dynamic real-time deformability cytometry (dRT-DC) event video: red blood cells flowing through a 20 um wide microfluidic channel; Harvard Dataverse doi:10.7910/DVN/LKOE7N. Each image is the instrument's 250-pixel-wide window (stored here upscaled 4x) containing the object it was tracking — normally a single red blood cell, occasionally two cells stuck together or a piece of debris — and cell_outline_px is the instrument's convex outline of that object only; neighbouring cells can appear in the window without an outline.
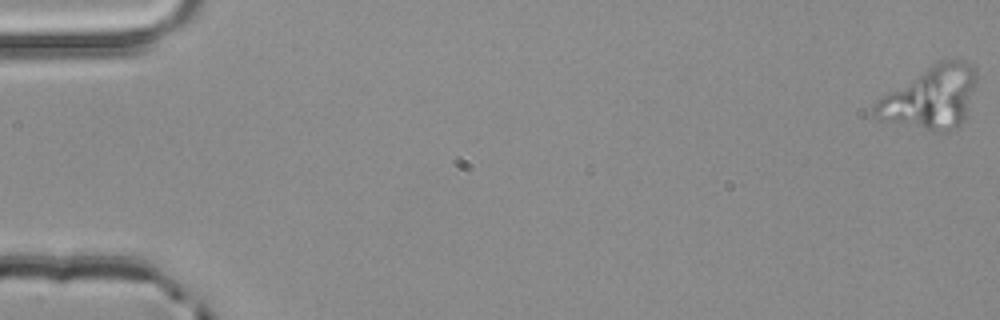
{"species": "common noctule bat (a hibernating species)", "species_latin": "Nyctalus noctula", "temperature_condition": "room temperature", "stored_images_in_passage": 5, "camera_frame_rate_fps": 3000, "um_per_image_px": 0.085, "animal": {"sex": "male", "body_mass_g": 20.4}, "frame": {"image": 1, "passage_image": 1, "time_ms": 0.0, "image_size_px": [1000, 320], "cell_outline_px": [[976, 84], [964, 120], [956, 128], [940, 132], [880, 120], [876, 116], [876, 104], [888, 92], [940, 60], [964, 60], [976, 72]], "centroid_in_image_um": [79.17, 8.29], "position_along_channel_um": 5.8, "area_um2": 35.89}}
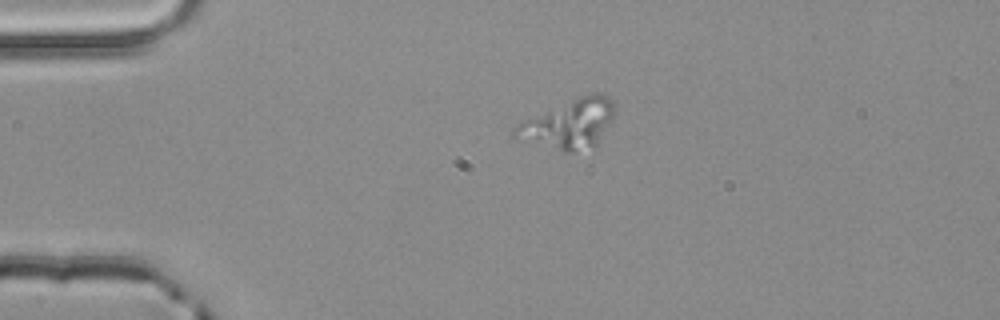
{"frame": {"image": 2, "passage_image": 4, "time_ms": 1.0, "image_size_px": [1000, 320], "cell_outline_px": [[612, 116], [600, 144], [572, 152], [564, 152], [516, 140], [512, 136], [512, 132], [524, 120], [580, 96], [596, 92], [600, 92], [608, 96], [612, 100]], "centroid_in_image_um": [48.36, 10.57], "position_along_channel_um": 36.6, "area_um2": 28.21}}